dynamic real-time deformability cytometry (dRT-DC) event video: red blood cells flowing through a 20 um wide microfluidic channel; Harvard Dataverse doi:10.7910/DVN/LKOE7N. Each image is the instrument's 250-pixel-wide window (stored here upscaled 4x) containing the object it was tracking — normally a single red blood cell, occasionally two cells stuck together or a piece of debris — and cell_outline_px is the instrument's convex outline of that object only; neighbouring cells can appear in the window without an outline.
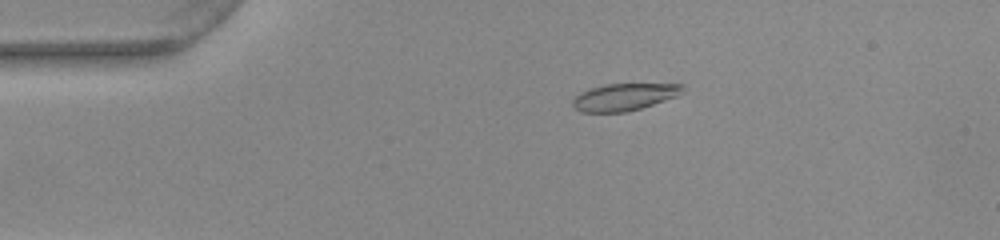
{"species": "common noctule bat (a hibernating species)", "species_latin": "Nyctalus noctula", "temperature_condition": "warm", "stored_images_in_passage": 50, "camera_frame_rate_fps": 3000, "um_per_image_px": 0.085, "animal": {"sex": "female", "body_mass_g": 22.0, "forearm_length_mm": 56.7}, "frame": {"image": 1, "passage_image": 8, "time_ms": 2.333, "image_size_px": [1000, 240], "cell_outline_px": [[684, 92], [676, 96], [640, 108], [624, 112], [584, 112], [576, 108], [572, 104], [572, 100], [580, 92], [588, 88], [604, 84], [684, 84]], "centroid_in_image_um": [53.04, 8.23], "position_along_channel_um": 32.0, "area_um2": 17.22}}
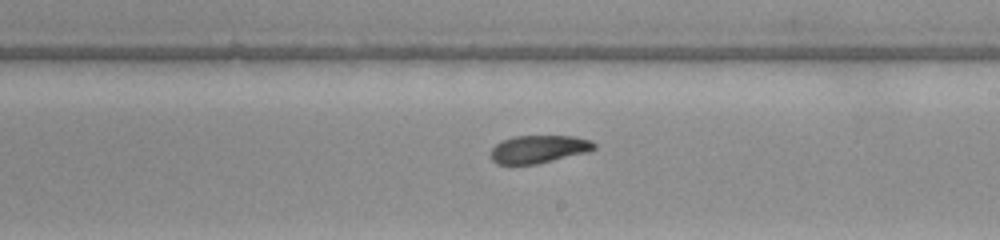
{"frame": {"image": 2, "passage_image": 28, "time_ms": 9.0, "image_size_px": [1000, 240], "cell_outline_px": [[596, 148], [588, 152], [536, 164], [496, 164], [492, 160], [492, 148], [496, 144], [512, 136], [572, 136], [592, 140], [596, 144]], "centroid_in_image_um": [45.82, 12.67], "position_along_channel_um": 243.2, "area_um2": 16.7}}
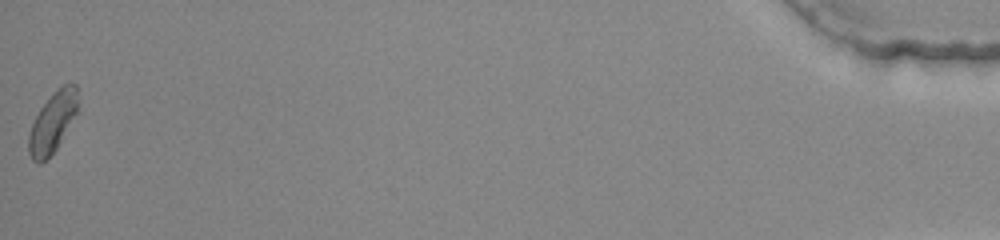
{"frame": {"image": 3, "passage_image": 50, "time_ms": 16.333, "image_size_px": [1000, 240], "cell_outline_px": [[76, 112], [56, 148], [40, 164], [36, 164], [32, 160], [28, 152], [28, 132], [40, 108], [68, 80], [76, 84]], "centroid_in_image_um": [4.42, 10.43], "position_along_channel_um": 430.8, "area_um2": 16.59}, "authors_computed_cell_mechanics": {"area_um2": 17.4267, "velocity_mm_per_s": 3.9135, "shape_relaxation_time_tau1_ms": 7.5573, "shape_relaxation_time_tau2_ms": 3.8033, "deformation_change_tau1": 0.193, "deformation_change_tau2": 0.0637}}